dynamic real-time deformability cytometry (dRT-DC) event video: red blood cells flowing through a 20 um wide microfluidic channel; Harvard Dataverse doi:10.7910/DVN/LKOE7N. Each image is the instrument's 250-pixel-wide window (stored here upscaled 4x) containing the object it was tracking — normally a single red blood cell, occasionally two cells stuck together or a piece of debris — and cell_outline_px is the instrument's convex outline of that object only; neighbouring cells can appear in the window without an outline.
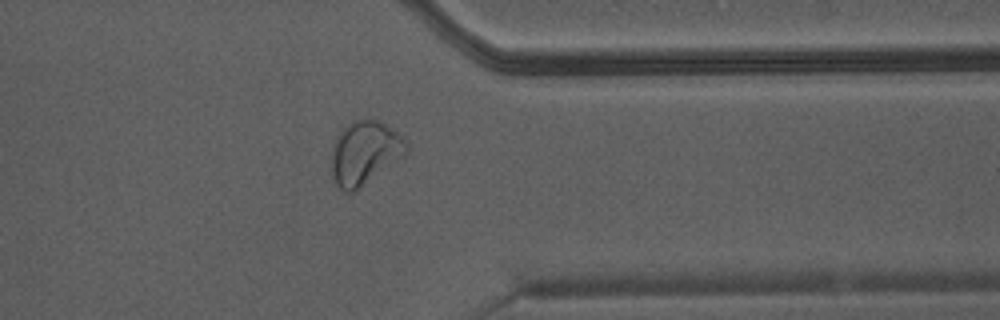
{"species": "Egyptian fruit bat (a non-hibernating species)", "species_latin": "Rousettus aegyptiacus", "temperature_condition": "warm", "stored_images_in_passage": 33, "camera_frame_rate_fps": 3000, "um_per_image_px": 0.085, "animal": {"sex": "male"}, "frame": {"image": 1, "passage_image": 24, "time_ms": 7.667, "image_size_px": [1000, 320], "cell_outline_px": [[408, 152], [356, 192], [344, 192], [336, 184], [332, 176], [332, 148], [336, 136], [352, 120], [368, 116], [384, 124], [396, 132], [408, 144]], "centroid_in_image_um": [30.98, 12.99], "position_along_channel_um": 380.4, "area_um2": 27.86}}